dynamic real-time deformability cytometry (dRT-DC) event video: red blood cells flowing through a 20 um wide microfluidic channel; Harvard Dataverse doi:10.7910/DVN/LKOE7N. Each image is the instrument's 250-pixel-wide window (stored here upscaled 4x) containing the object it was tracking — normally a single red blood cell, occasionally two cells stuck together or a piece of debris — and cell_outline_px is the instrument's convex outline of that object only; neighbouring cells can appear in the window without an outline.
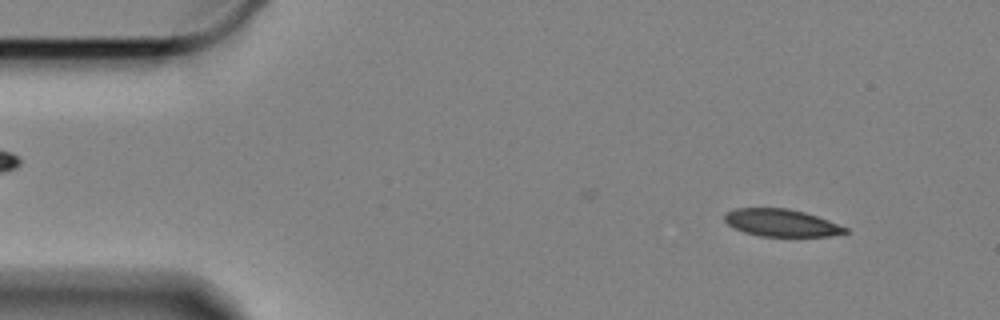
{"species": "Egyptian fruit bat (a non-hibernating species)", "species_latin": "Rousettus aegyptiacus", "temperature_condition": "cold", "stored_images_in_passage": 14, "camera_frame_rate_fps": 3000, "um_per_image_px": 0.085, "animal": {"sex": "female"}, "frame": {"image": 1, "passage_image": 5, "time_ms": 1.333, "image_size_px": [1000, 320], "cell_outline_px": [[848, 232], [828, 236], [760, 236], [744, 232], [728, 224], [724, 220], [724, 216], [728, 212], [736, 208], [788, 208], [804, 212], [828, 220], [848, 228]], "centroid_in_image_um": [66.42, 18.94], "position_along_channel_um": 18.6, "area_um2": 19.02}}